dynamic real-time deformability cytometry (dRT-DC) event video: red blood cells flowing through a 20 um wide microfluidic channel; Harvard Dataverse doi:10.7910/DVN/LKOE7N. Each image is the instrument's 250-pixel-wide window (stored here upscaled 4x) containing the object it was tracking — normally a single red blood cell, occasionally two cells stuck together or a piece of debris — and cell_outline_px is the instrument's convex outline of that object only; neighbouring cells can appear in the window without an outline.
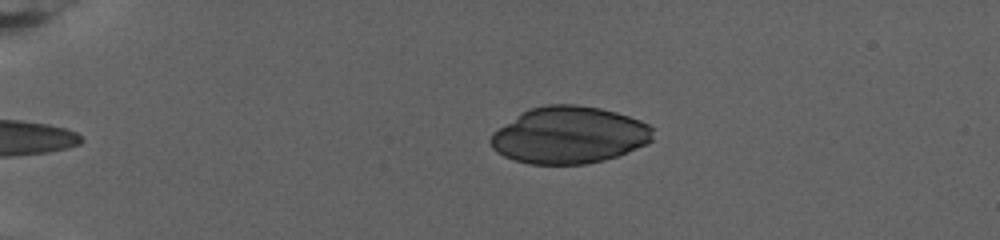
{"species": "human", "species_latin": "Homo sapiens", "temperature_condition": "warm", "stored_images_in_passage": 62, "camera_frame_rate_fps": 3000, "um_per_image_px": 0.085, "donor": {"sex": "female"}, "frame": {"image": 1, "passage_image": 1, "time_ms": 0.0, "image_size_px": [1000, 240], "cell_outline_px": [[652, 140], [644, 144], [616, 156], [604, 160], [584, 164], [528, 164], [512, 160], [496, 152], [492, 148], [488, 140], [492, 132], [528, 108], [548, 104], [576, 104], [600, 108], [616, 112], [640, 120], [648, 124], [652, 128]], "centroid_in_image_um": [48.31, 11.48], "position_along_channel_um": 36.7, "area_um2": 53.87}}
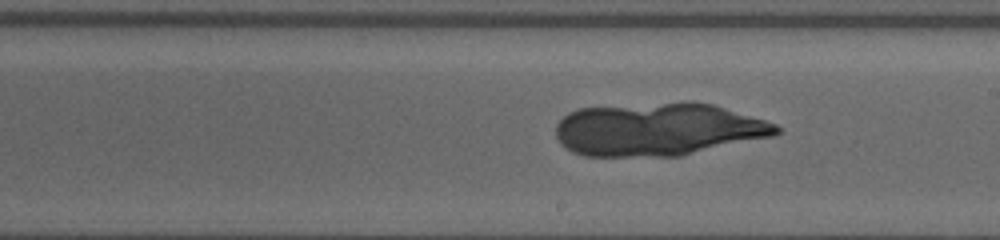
{"frame": {"image": 2, "passage_image": 31, "time_ms": 10.0, "image_size_px": [1000, 240], "cell_outline_px": [[780, 132], [772, 136], [680, 156], [584, 156], [572, 152], [560, 144], [556, 136], [556, 124], [568, 112], [580, 108], [688, 100], [692, 100], [712, 104], [764, 120], [776, 124], [780, 128]], "centroid_in_image_um": [55.9, 10.98], "position_along_channel_um": 233.1, "area_um2": 68.38}}
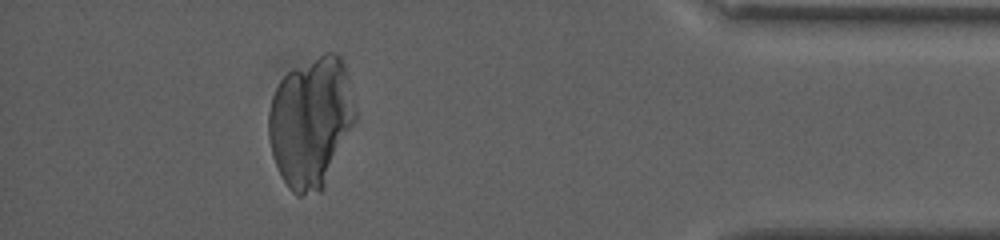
{"frame": {"image": 3, "passage_image": 55, "time_ms": 18.0, "image_size_px": [1000, 240], "cell_outline_px": [[356, 120], [324, 188], [320, 192], [300, 196], [292, 192], [288, 188], [276, 164], [272, 152], [268, 136], [268, 112], [272, 96], [280, 80], [288, 72], [324, 52], [336, 52], [344, 60], [348, 72], [356, 104]], "centroid_in_image_um": [26.46, 10.35], "position_along_channel_um": 408.7, "area_um2": 66.47}}